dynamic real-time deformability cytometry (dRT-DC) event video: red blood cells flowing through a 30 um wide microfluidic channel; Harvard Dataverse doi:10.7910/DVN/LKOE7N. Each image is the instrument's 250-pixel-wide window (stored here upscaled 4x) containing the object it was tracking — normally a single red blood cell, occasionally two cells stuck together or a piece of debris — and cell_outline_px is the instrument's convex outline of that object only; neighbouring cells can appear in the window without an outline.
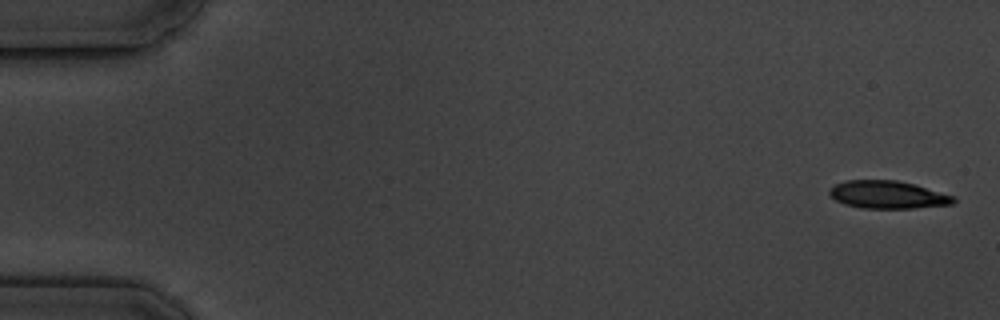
{"species": "common noctule bat (a hibernating species)", "species_latin": "Nyctalus noctula", "temperature_condition": "cold", "stored_images_in_passage": 9, "camera_frame_rate_fps": 3000, "um_per_image_px": 0.085, "animal": {"sex": "male", "body_mass_g": 19.5, "forearm_length_mm": 54.6}, "frame": {"image": 1, "passage_image": 1, "time_ms": 0.0, "image_size_px": [1000, 320], "cell_outline_px": [[956, 200], [952, 204], [916, 208], [860, 208], [844, 204], [836, 200], [828, 192], [836, 184], [844, 180], [896, 180], [916, 184], [956, 196]], "centroid_in_image_um": [75.5, 16.55], "position_along_channel_um": 9.5, "area_um2": 20.17}}
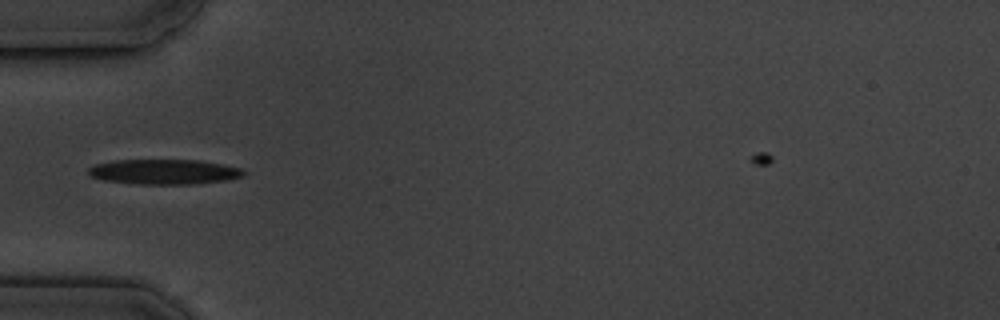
{"frame": {"image": 2, "passage_image": 6, "time_ms": 5.667, "image_size_px": [1000, 320], "cell_outline_px": [[244, 176], [228, 180], [192, 184], [140, 184], [104, 180], [92, 176], [88, 172], [88, 168], [96, 164], [112, 160], [200, 160], [240, 168], [244, 172]], "centroid_in_image_um": [13.95, 14.6], "position_along_channel_um": 71.1, "area_um2": 22.48}}
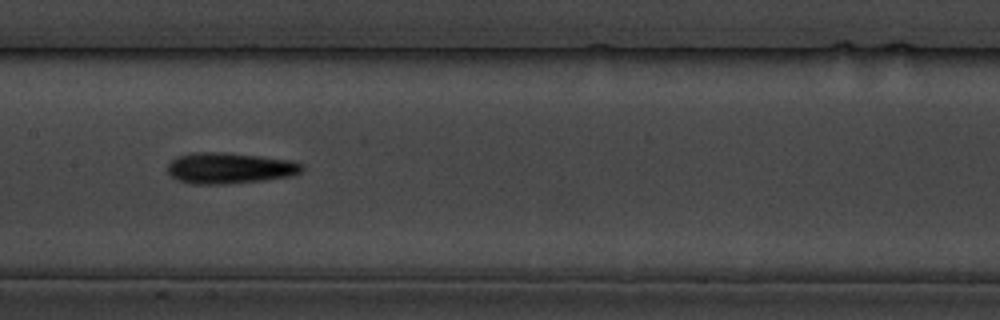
{"frame": {"image": 3, "passage_image": 9, "time_ms": 9.0, "image_size_px": [1000, 320], "cell_outline_px": [[304, 168], [300, 172], [288, 176], [264, 180], [224, 184], [188, 184], [172, 176], [168, 172], [168, 164], [176, 156], [192, 152], [224, 152], [292, 160], [304, 164]], "centroid_in_image_um": [19.5, 14.28], "position_along_channel_um": 187.9, "area_um2": 24.28}}